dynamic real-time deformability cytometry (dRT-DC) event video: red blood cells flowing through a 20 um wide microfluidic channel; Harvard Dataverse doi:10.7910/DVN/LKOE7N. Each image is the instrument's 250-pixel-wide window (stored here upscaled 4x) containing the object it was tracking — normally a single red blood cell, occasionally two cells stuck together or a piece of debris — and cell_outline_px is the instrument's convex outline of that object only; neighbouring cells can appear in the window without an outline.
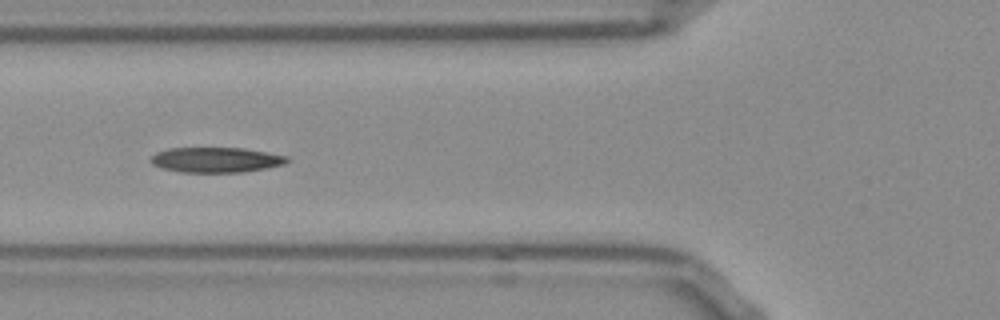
{"species": "Egyptian fruit bat (a non-hibernating species)", "species_latin": "Rousettus aegyptiacus", "temperature_condition": "room temperature", "stored_images_in_passage": 39, "camera_frame_rate_fps": 3000, "um_per_image_px": 0.085, "frame": {"image": 1, "passage_image": 6, "time_ms": 1.667, "image_size_px": [1000, 320], "cell_outline_px": [[288, 160], [284, 164], [244, 172], [180, 172], [160, 168], [152, 164], [148, 160], [156, 152], [168, 148], [244, 148], [288, 156]], "centroid_in_image_um": [18.3, 13.58], "position_along_channel_um": 107.5, "area_um2": 20.0}}
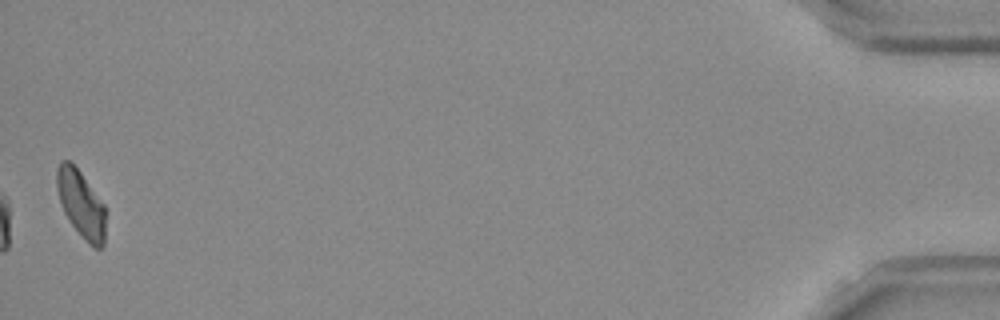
{"frame": {"image": 2, "passage_image": 39, "time_ms": 12.667, "image_size_px": [1000, 320], "cell_outline_px": [[104, 244], [100, 248], [96, 248], [72, 224], [64, 212], [56, 188], [56, 168], [60, 160], [68, 160], [80, 172], [104, 204]], "centroid_in_image_um": [6.85, 17.26], "position_along_channel_um": 428.3, "area_um2": 18.38}, "authors_computed_cell_mechanics": {"area_um2": 19.9988, "velocity_mm_per_s": 3.8118, "shape_relaxation_time_tau1_ms": 5.4239, "shape_relaxation_time_tau2_ms": 2.4005, "deformation_change_tau1": 0.1376, "deformation_change_tau2": 0.0917}}